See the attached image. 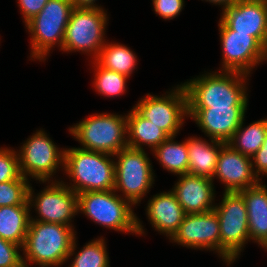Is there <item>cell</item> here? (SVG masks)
I'll return each mask as SVG.
<instances>
[{
    "instance_id": "obj_26",
    "label": "cell",
    "mask_w": 267,
    "mask_h": 267,
    "mask_svg": "<svg viewBox=\"0 0 267 267\" xmlns=\"http://www.w3.org/2000/svg\"><path fill=\"white\" fill-rule=\"evenodd\" d=\"M245 118L227 143L235 151L253 157L262 146L267 133V117L245 126Z\"/></svg>"
},
{
    "instance_id": "obj_3",
    "label": "cell",
    "mask_w": 267,
    "mask_h": 267,
    "mask_svg": "<svg viewBox=\"0 0 267 267\" xmlns=\"http://www.w3.org/2000/svg\"><path fill=\"white\" fill-rule=\"evenodd\" d=\"M77 196L78 214H84L95 224L126 235H146L141 219L134 212V206L114 189L82 192Z\"/></svg>"
},
{
    "instance_id": "obj_21",
    "label": "cell",
    "mask_w": 267,
    "mask_h": 267,
    "mask_svg": "<svg viewBox=\"0 0 267 267\" xmlns=\"http://www.w3.org/2000/svg\"><path fill=\"white\" fill-rule=\"evenodd\" d=\"M209 141V142H208ZM226 143L198 136H188V174L213 178L218 155Z\"/></svg>"
},
{
    "instance_id": "obj_29",
    "label": "cell",
    "mask_w": 267,
    "mask_h": 267,
    "mask_svg": "<svg viewBox=\"0 0 267 267\" xmlns=\"http://www.w3.org/2000/svg\"><path fill=\"white\" fill-rule=\"evenodd\" d=\"M29 184L30 180L22 175L16 180L0 183V207L29 205Z\"/></svg>"
},
{
    "instance_id": "obj_30",
    "label": "cell",
    "mask_w": 267,
    "mask_h": 267,
    "mask_svg": "<svg viewBox=\"0 0 267 267\" xmlns=\"http://www.w3.org/2000/svg\"><path fill=\"white\" fill-rule=\"evenodd\" d=\"M20 176L17 149L0 147V183L16 180Z\"/></svg>"
},
{
    "instance_id": "obj_36",
    "label": "cell",
    "mask_w": 267,
    "mask_h": 267,
    "mask_svg": "<svg viewBox=\"0 0 267 267\" xmlns=\"http://www.w3.org/2000/svg\"><path fill=\"white\" fill-rule=\"evenodd\" d=\"M211 3L212 5L221 6L222 11L232 4L236 3L238 0H201Z\"/></svg>"
},
{
    "instance_id": "obj_5",
    "label": "cell",
    "mask_w": 267,
    "mask_h": 267,
    "mask_svg": "<svg viewBox=\"0 0 267 267\" xmlns=\"http://www.w3.org/2000/svg\"><path fill=\"white\" fill-rule=\"evenodd\" d=\"M87 117V118H86ZM69 127L83 150L115 155L127 145V113H95Z\"/></svg>"
},
{
    "instance_id": "obj_10",
    "label": "cell",
    "mask_w": 267,
    "mask_h": 267,
    "mask_svg": "<svg viewBox=\"0 0 267 267\" xmlns=\"http://www.w3.org/2000/svg\"><path fill=\"white\" fill-rule=\"evenodd\" d=\"M56 144L43 128L29 136L17 149L21 175L30 181H56L65 160V148Z\"/></svg>"
},
{
    "instance_id": "obj_22",
    "label": "cell",
    "mask_w": 267,
    "mask_h": 267,
    "mask_svg": "<svg viewBox=\"0 0 267 267\" xmlns=\"http://www.w3.org/2000/svg\"><path fill=\"white\" fill-rule=\"evenodd\" d=\"M127 145L133 149L152 152L170 136L149 120L142 117L133 107L127 112Z\"/></svg>"
},
{
    "instance_id": "obj_4",
    "label": "cell",
    "mask_w": 267,
    "mask_h": 267,
    "mask_svg": "<svg viewBox=\"0 0 267 267\" xmlns=\"http://www.w3.org/2000/svg\"><path fill=\"white\" fill-rule=\"evenodd\" d=\"M63 172V175L68 177L65 178L71 181L64 183L76 194L114 189V155L79 147H65Z\"/></svg>"
},
{
    "instance_id": "obj_6",
    "label": "cell",
    "mask_w": 267,
    "mask_h": 267,
    "mask_svg": "<svg viewBox=\"0 0 267 267\" xmlns=\"http://www.w3.org/2000/svg\"><path fill=\"white\" fill-rule=\"evenodd\" d=\"M73 9L70 0H48L43 9L25 24L31 43L29 59L44 62L53 48L62 49Z\"/></svg>"
},
{
    "instance_id": "obj_7",
    "label": "cell",
    "mask_w": 267,
    "mask_h": 267,
    "mask_svg": "<svg viewBox=\"0 0 267 267\" xmlns=\"http://www.w3.org/2000/svg\"><path fill=\"white\" fill-rule=\"evenodd\" d=\"M145 150L126 147L114 155L115 185L114 191L138 206L151 191L155 181V171Z\"/></svg>"
},
{
    "instance_id": "obj_35",
    "label": "cell",
    "mask_w": 267,
    "mask_h": 267,
    "mask_svg": "<svg viewBox=\"0 0 267 267\" xmlns=\"http://www.w3.org/2000/svg\"><path fill=\"white\" fill-rule=\"evenodd\" d=\"M74 8H100L105 9L96 2L98 0H70Z\"/></svg>"
},
{
    "instance_id": "obj_27",
    "label": "cell",
    "mask_w": 267,
    "mask_h": 267,
    "mask_svg": "<svg viewBox=\"0 0 267 267\" xmlns=\"http://www.w3.org/2000/svg\"><path fill=\"white\" fill-rule=\"evenodd\" d=\"M77 238L76 236L69 253L68 260L72 258V262L68 267H110V258L105 237L100 235V238L98 237L88 241L80 251L77 250ZM76 250L77 252H75Z\"/></svg>"
},
{
    "instance_id": "obj_23",
    "label": "cell",
    "mask_w": 267,
    "mask_h": 267,
    "mask_svg": "<svg viewBox=\"0 0 267 267\" xmlns=\"http://www.w3.org/2000/svg\"><path fill=\"white\" fill-rule=\"evenodd\" d=\"M30 211L29 205L0 207V237L22 248L29 227Z\"/></svg>"
},
{
    "instance_id": "obj_33",
    "label": "cell",
    "mask_w": 267,
    "mask_h": 267,
    "mask_svg": "<svg viewBox=\"0 0 267 267\" xmlns=\"http://www.w3.org/2000/svg\"><path fill=\"white\" fill-rule=\"evenodd\" d=\"M47 2L48 0H17L24 25L39 13Z\"/></svg>"
},
{
    "instance_id": "obj_34",
    "label": "cell",
    "mask_w": 267,
    "mask_h": 267,
    "mask_svg": "<svg viewBox=\"0 0 267 267\" xmlns=\"http://www.w3.org/2000/svg\"><path fill=\"white\" fill-rule=\"evenodd\" d=\"M253 171L259 180L267 177V133L260 149L252 157ZM261 176V177H260Z\"/></svg>"
},
{
    "instance_id": "obj_9",
    "label": "cell",
    "mask_w": 267,
    "mask_h": 267,
    "mask_svg": "<svg viewBox=\"0 0 267 267\" xmlns=\"http://www.w3.org/2000/svg\"><path fill=\"white\" fill-rule=\"evenodd\" d=\"M221 202L214 210L219 220L221 261L231 266L250 242L248 214L243 196L239 192H223Z\"/></svg>"
},
{
    "instance_id": "obj_15",
    "label": "cell",
    "mask_w": 267,
    "mask_h": 267,
    "mask_svg": "<svg viewBox=\"0 0 267 267\" xmlns=\"http://www.w3.org/2000/svg\"><path fill=\"white\" fill-rule=\"evenodd\" d=\"M247 107L188 108L192 119L205 136L228 143L246 117Z\"/></svg>"
},
{
    "instance_id": "obj_11",
    "label": "cell",
    "mask_w": 267,
    "mask_h": 267,
    "mask_svg": "<svg viewBox=\"0 0 267 267\" xmlns=\"http://www.w3.org/2000/svg\"><path fill=\"white\" fill-rule=\"evenodd\" d=\"M39 181L45 184L37 194L30 183L28 202L30 210L34 208L37 216L30 214V221L49 222L74 227L72 219L78 214V196L63 181ZM47 184V186H46Z\"/></svg>"
},
{
    "instance_id": "obj_13",
    "label": "cell",
    "mask_w": 267,
    "mask_h": 267,
    "mask_svg": "<svg viewBox=\"0 0 267 267\" xmlns=\"http://www.w3.org/2000/svg\"><path fill=\"white\" fill-rule=\"evenodd\" d=\"M218 28L222 50V64L218 71L240 72L252 76L253 69L266 62L264 46L250 34L229 29L220 19Z\"/></svg>"
},
{
    "instance_id": "obj_20",
    "label": "cell",
    "mask_w": 267,
    "mask_h": 267,
    "mask_svg": "<svg viewBox=\"0 0 267 267\" xmlns=\"http://www.w3.org/2000/svg\"><path fill=\"white\" fill-rule=\"evenodd\" d=\"M238 192L246 204L250 242L267 251V185L260 181Z\"/></svg>"
},
{
    "instance_id": "obj_2",
    "label": "cell",
    "mask_w": 267,
    "mask_h": 267,
    "mask_svg": "<svg viewBox=\"0 0 267 267\" xmlns=\"http://www.w3.org/2000/svg\"><path fill=\"white\" fill-rule=\"evenodd\" d=\"M77 235L73 227L40 221H30L24 246V267H62L68 261Z\"/></svg>"
},
{
    "instance_id": "obj_25",
    "label": "cell",
    "mask_w": 267,
    "mask_h": 267,
    "mask_svg": "<svg viewBox=\"0 0 267 267\" xmlns=\"http://www.w3.org/2000/svg\"><path fill=\"white\" fill-rule=\"evenodd\" d=\"M175 138L169 137L151 153L164 170L177 176L188 173L189 160L187 138L181 142L175 141Z\"/></svg>"
},
{
    "instance_id": "obj_18",
    "label": "cell",
    "mask_w": 267,
    "mask_h": 267,
    "mask_svg": "<svg viewBox=\"0 0 267 267\" xmlns=\"http://www.w3.org/2000/svg\"><path fill=\"white\" fill-rule=\"evenodd\" d=\"M178 176V180L171 190L176 195L185 214L204 213L214 209L216 191L211 178L188 173Z\"/></svg>"
},
{
    "instance_id": "obj_14",
    "label": "cell",
    "mask_w": 267,
    "mask_h": 267,
    "mask_svg": "<svg viewBox=\"0 0 267 267\" xmlns=\"http://www.w3.org/2000/svg\"><path fill=\"white\" fill-rule=\"evenodd\" d=\"M169 242L182 247L217 253L221 259V238L216 211L186 214Z\"/></svg>"
},
{
    "instance_id": "obj_19",
    "label": "cell",
    "mask_w": 267,
    "mask_h": 267,
    "mask_svg": "<svg viewBox=\"0 0 267 267\" xmlns=\"http://www.w3.org/2000/svg\"><path fill=\"white\" fill-rule=\"evenodd\" d=\"M145 212L153 229L169 240L177 232L186 215L172 190L150 197Z\"/></svg>"
},
{
    "instance_id": "obj_1",
    "label": "cell",
    "mask_w": 267,
    "mask_h": 267,
    "mask_svg": "<svg viewBox=\"0 0 267 267\" xmlns=\"http://www.w3.org/2000/svg\"><path fill=\"white\" fill-rule=\"evenodd\" d=\"M249 77L240 72L216 70L182 82L187 93V107H248Z\"/></svg>"
},
{
    "instance_id": "obj_37",
    "label": "cell",
    "mask_w": 267,
    "mask_h": 267,
    "mask_svg": "<svg viewBox=\"0 0 267 267\" xmlns=\"http://www.w3.org/2000/svg\"><path fill=\"white\" fill-rule=\"evenodd\" d=\"M264 50H265V55H266V61H267V38L264 44Z\"/></svg>"
},
{
    "instance_id": "obj_16",
    "label": "cell",
    "mask_w": 267,
    "mask_h": 267,
    "mask_svg": "<svg viewBox=\"0 0 267 267\" xmlns=\"http://www.w3.org/2000/svg\"><path fill=\"white\" fill-rule=\"evenodd\" d=\"M220 20L237 33L250 34L263 46L267 38V2L238 0L220 13Z\"/></svg>"
},
{
    "instance_id": "obj_28",
    "label": "cell",
    "mask_w": 267,
    "mask_h": 267,
    "mask_svg": "<svg viewBox=\"0 0 267 267\" xmlns=\"http://www.w3.org/2000/svg\"><path fill=\"white\" fill-rule=\"evenodd\" d=\"M94 69V79H92V86L98 95L107 98H117L127 92V81L129 80L126 75L108 70L102 67L96 60L90 61Z\"/></svg>"
},
{
    "instance_id": "obj_24",
    "label": "cell",
    "mask_w": 267,
    "mask_h": 267,
    "mask_svg": "<svg viewBox=\"0 0 267 267\" xmlns=\"http://www.w3.org/2000/svg\"><path fill=\"white\" fill-rule=\"evenodd\" d=\"M137 60L136 54L130 47L108 40L96 59L102 67L126 75L128 78L132 76L135 69L137 71Z\"/></svg>"
},
{
    "instance_id": "obj_32",
    "label": "cell",
    "mask_w": 267,
    "mask_h": 267,
    "mask_svg": "<svg viewBox=\"0 0 267 267\" xmlns=\"http://www.w3.org/2000/svg\"><path fill=\"white\" fill-rule=\"evenodd\" d=\"M152 8L155 14L164 20H173L185 7L184 0H152Z\"/></svg>"
},
{
    "instance_id": "obj_8",
    "label": "cell",
    "mask_w": 267,
    "mask_h": 267,
    "mask_svg": "<svg viewBox=\"0 0 267 267\" xmlns=\"http://www.w3.org/2000/svg\"><path fill=\"white\" fill-rule=\"evenodd\" d=\"M107 10L100 8H74L68 21L60 51L80 52L97 59L106 43Z\"/></svg>"
},
{
    "instance_id": "obj_17",
    "label": "cell",
    "mask_w": 267,
    "mask_h": 267,
    "mask_svg": "<svg viewBox=\"0 0 267 267\" xmlns=\"http://www.w3.org/2000/svg\"><path fill=\"white\" fill-rule=\"evenodd\" d=\"M215 179L224 185V192H238L253 187L261 181L253 171L252 157L235 151L227 143L218 155L212 180Z\"/></svg>"
},
{
    "instance_id": "obj_12",
    "label": "cell",
    "mask_w": 267,
    "mask_h": 267,
    "mask_svg": "<svg viewBox=\"0 0 267 267\" xmlns=\"http://www.w3.org/2000/svg\"><path fill=\"white\" fill-rule=\"evenodd\" d=\"M133 108L170 137L178 136L188 119L187 93L182 83L174 85L162 96L147 93Z\"/></svg>"
},
{
    "instance_id": "obj_31",
    "label": "cell",
    "mask_w": 267,
    "mask_h": 267,
    "mask_svg": "<svg viewBox=\"0 0 267 267\" xmlns=\"http://www.w3.org/2000/svg\"><path fill=\"white\" fill-rule=\"evenodd\" d=\"M22 248L0 237V267H24Z\"/></svg>"
}]
</instances>
